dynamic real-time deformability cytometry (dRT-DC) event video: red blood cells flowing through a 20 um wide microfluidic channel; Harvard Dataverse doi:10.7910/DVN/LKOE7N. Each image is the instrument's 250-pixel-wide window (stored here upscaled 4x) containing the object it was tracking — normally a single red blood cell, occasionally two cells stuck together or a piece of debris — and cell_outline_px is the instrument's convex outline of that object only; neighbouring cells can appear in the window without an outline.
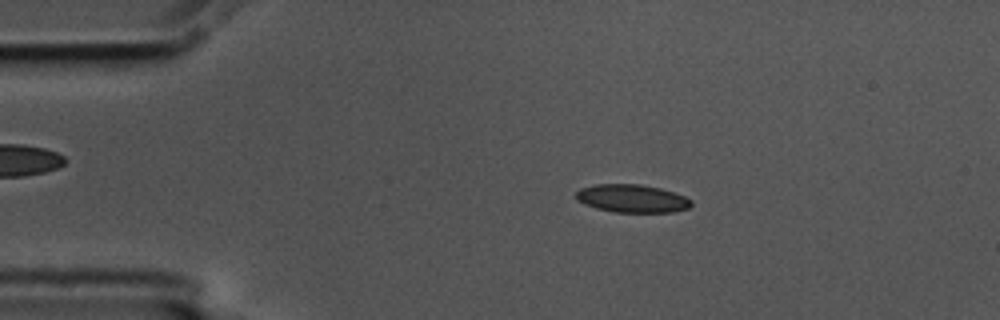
{"species": "common noctule bat (a hibernating species)", "species_latin": "Nyctalus noctula", "temperature_condition": "cold", "stored_images_in_passage": 56, "camera_frame_rate_fps": 3000, "um_per_image_px": 0.085, "animal": {"sex": "male", "body_mass_g": 17.5, "forearm_length_mm": 52.3}, "frame": {"image": 1, "passage_image": 10, "time_ms": 3.0, "image_size_px": [1000, 320], "cell_outline_px": [[692, 204], [688, 208], [672, 212], [612, 212], [596, 208], [584, 204], [576, 200], [576, 192], [580, 188], [596, 184], [640, 184], [660, 188], [684, 196], [692, 200]], "centroid_in_image_um": [53.7, 16.87], "position_along_channel_um": 31.3, "area_um2": 18.84}}
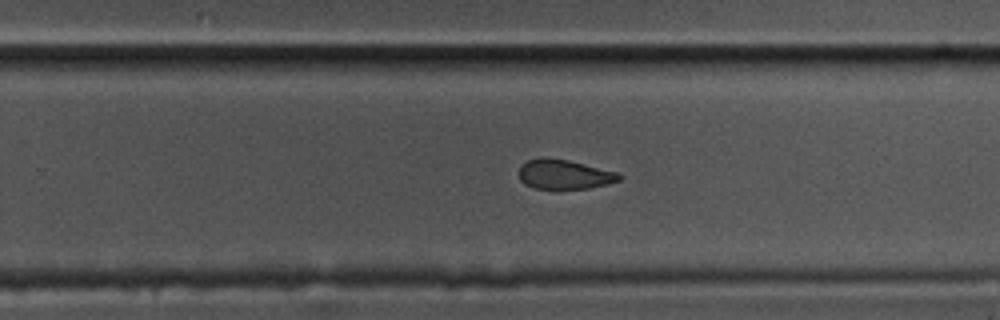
{"frame": {"image": 2, "passage_image": 35, "time_ms": 11.333, "image_size_px": [1000, 320], "cell_outline_px": [[624, 176], [620, 180], [588, 188], [556, 192], [532, 188], [524, 184], [520, 180], [520, 164], [528, 160], [540, 156], [568, 160], [616, 172]], "centroid_in_image_um": [47.9, 14.86], "position_along_channel_um": 281.9, "area_um2": 17.92}}
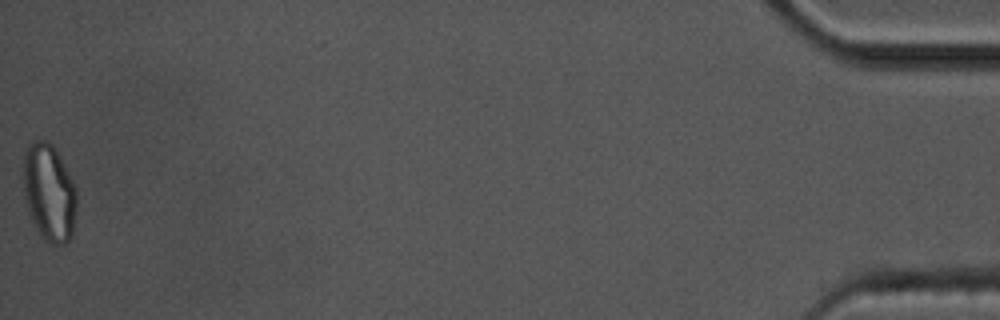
{"frame": {"image": 3, "passage_image": 56, "time_ms": 18.333, "image_size_px": [1000, 320], "cell_outline_px": [[76, 208], [72, 236], [64, 244], [52, 244], [44, 240], [40, 236], [28, 212], [24, 196], [24, 152], [28, 144], [32, 140], [44, 140], [52, 144], [64, 164], [76, 188]], "centroid_in_image_um": [4.17, 16.37], "position_along_channel_um": 431.0, "area_um2": 30.29}, "authors_computed_cell_mechanics": {"area_um2": 18.6983, "velocity_mm_per_s": 3.5513, "shape_relaxation_time_tau1_ms": 5.4581, "shape_relaxation_time_tau2_ms": 4.7773, "deformation_change_tau1": 0.1358, "deformation_change_tau2": 0.1062}}